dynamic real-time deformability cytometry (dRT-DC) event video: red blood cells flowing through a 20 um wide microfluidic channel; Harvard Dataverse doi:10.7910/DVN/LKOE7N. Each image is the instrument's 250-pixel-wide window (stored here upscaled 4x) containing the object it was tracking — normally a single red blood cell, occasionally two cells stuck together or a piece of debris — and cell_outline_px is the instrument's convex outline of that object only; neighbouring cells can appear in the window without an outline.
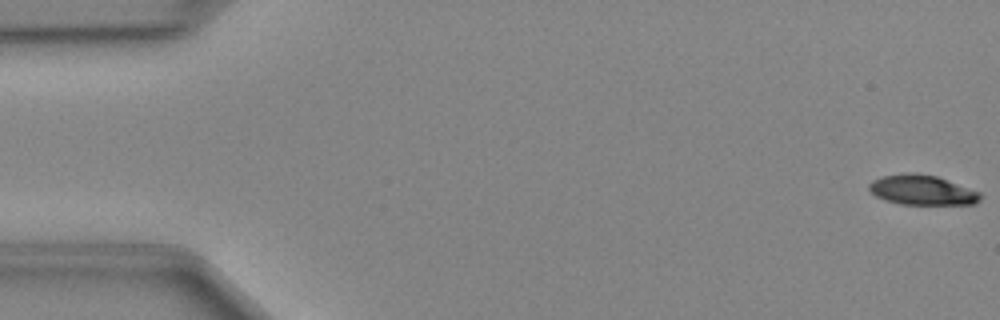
{"species": "Egyptian fruit bat (a non-hibernating species)", "species_latin": "Rousettus aegyptiacus", "temperature_condition": "cold", "stored_images_in_passage": 49, "camera_frame_rate_fps": 3000, "um_per_image_px": 0.085, "animal": {"sex": "female"}, "frame": {"image": 1, "passage_image": 1, "time_ms": 0.0, "image_size_px": [1000, 320], "cell_outline_px": [[980, 200], [976, 204], [900, 204], [884, 200], [876, 196], [868, 188], [868, 184], [872, 180], [884, 176], [904, 172], [916, 172], [936, 176], [980, 192]], "centroid_in_image_um": [78.35, 16.15], "position_along_channel_um": 6.7, "area_um2": 19.36}}
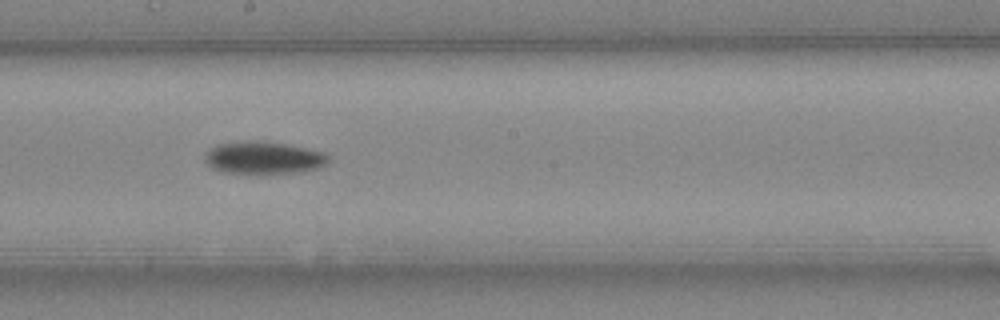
{"frame": {"image": 2, "passage_image": 27, "time_ms": 8.667, "image_size_px": [1000, 320], "cell_outline_px": [[328, 160], [324, 164], [316, 168], [300, 172], [256, 176], [220, 172], [212, 168], [204, 160], [204, 156], [216, 144], [248, 140], [260, 140], [284, 144], [324, 152], [328, 156]], "centroid_in_image_um": [22.34, 13.45], "position_along_channel_um": 225.9, "area_um2": 23.99}}
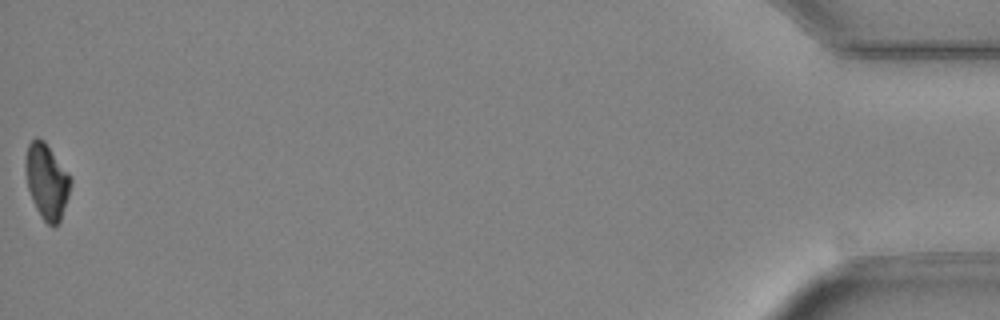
{"frame": {"image": 3, "passage_image": 49, "time_ms": 16.0, "image_size_px": [1000, 320], "cell_outline_px": [[72, 184], [60, 220], [56, 224], [48, 224], [40, 216], [32, 200], [28, 188], [24, 168], [24, 164], [28, 144], [36, 136], [44, 140], [72, 176]], "centroid_in_image_um": [3.97, 15.35], "position_along_channel_um": 431.2, "area_um2": 19.88}}